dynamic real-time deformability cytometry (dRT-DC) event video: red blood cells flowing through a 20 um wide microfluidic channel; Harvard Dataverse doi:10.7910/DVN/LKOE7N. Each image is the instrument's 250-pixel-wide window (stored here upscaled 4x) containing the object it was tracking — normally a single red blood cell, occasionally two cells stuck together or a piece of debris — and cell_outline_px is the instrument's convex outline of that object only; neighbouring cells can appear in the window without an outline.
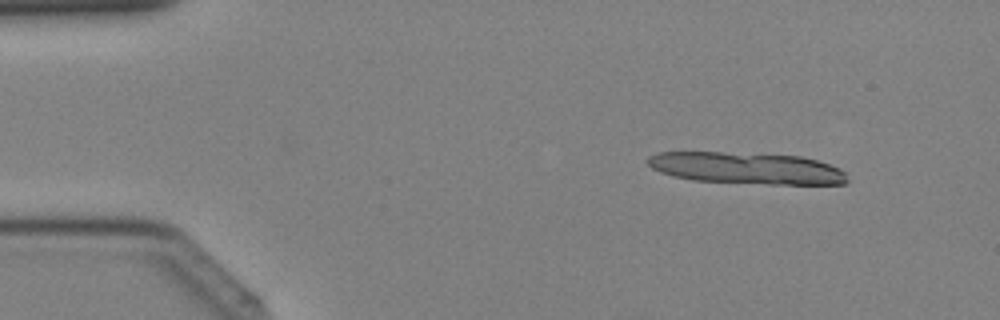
{"species": "Egyptian fruit bat (a non-hibernating species)", "species_latin": "Rousettus aegyptiacus", "temperature_condition": "cold", "stored_images_in_passage": 11, "camera_frame_rate_fps": 3000, "um_per_image_px": 0.085, "animal": {"sex": "female"}, "frame": {"image": 1, "passage_image": 5, "time_ms": 1.333, "image_size_px": [1000, 320], "cell_outline_px": [[848, 180], [844, 184], [768, 184], [692, 180], [660, 172], [652, 168], [644, 160], [648, 156], [656, 152], [720, 152], [800, 156], [816, 160], [840, 168], [844, 172]], "centroid_in_image_um": [63.43, 14.29], "position_along_channel_um": 21.6, "area_um2": 36.76}}